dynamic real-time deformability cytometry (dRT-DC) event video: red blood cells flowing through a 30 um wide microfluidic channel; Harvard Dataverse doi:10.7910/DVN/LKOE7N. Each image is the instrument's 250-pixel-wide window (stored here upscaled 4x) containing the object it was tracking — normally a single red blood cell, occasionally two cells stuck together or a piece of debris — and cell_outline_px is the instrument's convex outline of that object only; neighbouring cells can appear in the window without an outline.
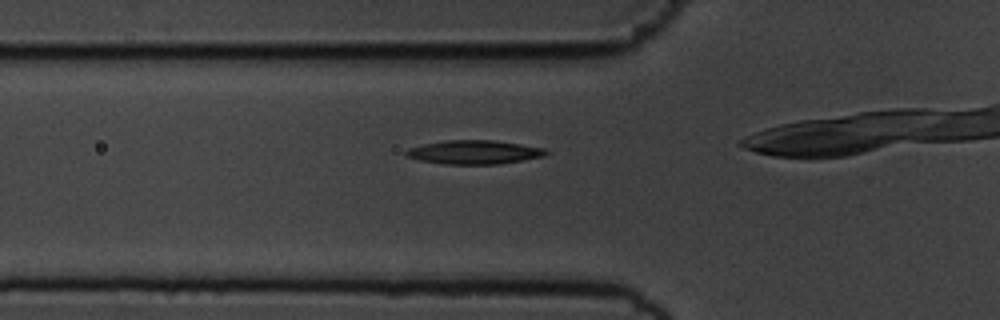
{"species": "common noctule bat (a hibernating species)", "species_latin": "Nyctalus noctula", "temperature_condition": "cold", "stored_images_in_passage": 31, "camera_frame_rate_fps": 3000, "um_per_image_px": 0.085, "animal": {"sex": "male", "body_mass_g": 19.5, "forearm_length_mm": 54.6}, "frame": {"image": 1, "passage_image": 6, "time_ms": 1.667, "image_size_px": [1000, 320], "cell_outline_px": [[552, 152], [544, 156], [500, 164], [444, 164], [420, 160], [404, 156], [404, 152], [408, 148], [424, 144], [444, 140], [492, 140], [520, 144], [544, 148]], "centroid_in_image_um": [40.3, 12.93], "position_along_channel_um": 85.5, "area_um2": 19.48}}
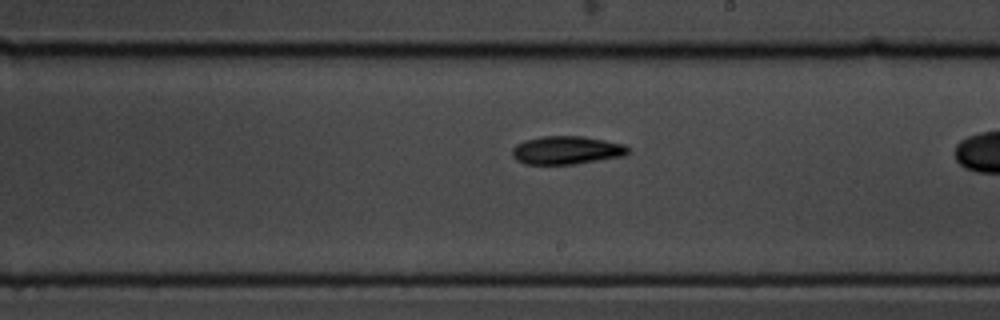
{"frame": {"image": 2, "passage_image": 19, "time_ms": 6.0, "image_size_px": [1000, 320], "cell_outline_px": [[632, 152], [624, 156], [572, 164], [524, 164], [516, 160], [512, 156], [512, 148], [516, 144], [524, 140], [540, 136], [580, 136], [604, 140], [624, 144]], "centroid_in_image_um": [48.14, 12.76], "position_along_channel_um": 240.9, "area_um2": 19.13}}
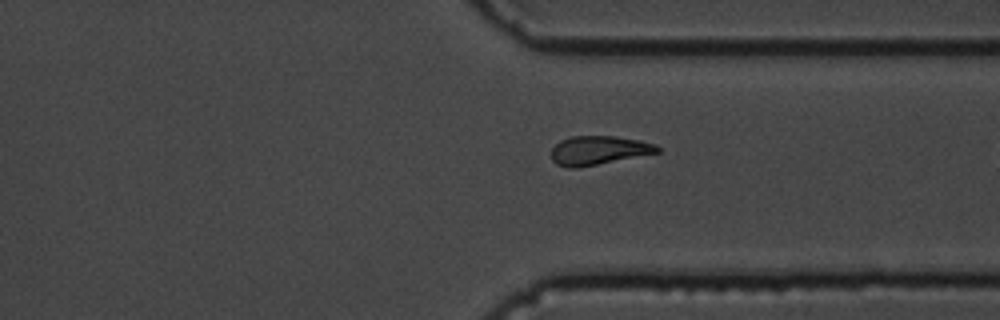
{"frame": {"image": 3, "passage_image": 29, "time_ms": 9.333, "image_size_px": [1000, 320], "cell_outline_px": [[660, 152], [596, 164], [572, 168], [568, 168], [556, 164], [552, 160], [552, 148], [560, 140], [572, 136], [616, 136], [640, 140], [656, 144], [660, 148]], "centroid_in_image_um": [50.88, 12.76], "position_along_channel_um": 360.5, "area_um2": 17.69}}